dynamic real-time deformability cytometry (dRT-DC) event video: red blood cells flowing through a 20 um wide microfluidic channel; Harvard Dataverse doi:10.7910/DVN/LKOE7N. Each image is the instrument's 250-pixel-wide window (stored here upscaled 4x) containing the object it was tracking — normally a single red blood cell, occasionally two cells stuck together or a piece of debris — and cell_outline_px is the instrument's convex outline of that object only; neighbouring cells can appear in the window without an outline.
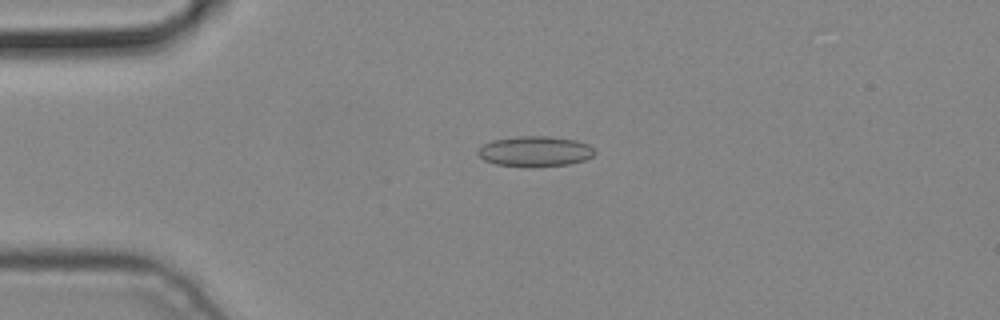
{"species": "common noctule bat (a hibernating species)", "species_latin": "Nyctalus noctula", "temperature_condition": "cold", "stored_images_in_passage": 5, "camera_frame_rate_fps": 3000, "um_per_image_px": 0.085, "animal": {"sex": "male", "body_mass_g": 19.2, "forearm_length_mm": 51.8}, "frame": {"image": 1, "passage_image": 3, "time_ms": 0.667, "image_size_px": [1000, 320], "cell_outline_px": [[596, 152], [592, 156], [584, 160], [568, 164], [532, 168], [528, 168], [496, 164], [484, 160], [476, 152], [484, 144], [492, 140], [520, 136], [548, 136], [576, 140], [588, 144]], "centroid_in_image_um": [45.47, 12.88], "position_along_channel_um": 39.5, "area_um2": 20.81}}
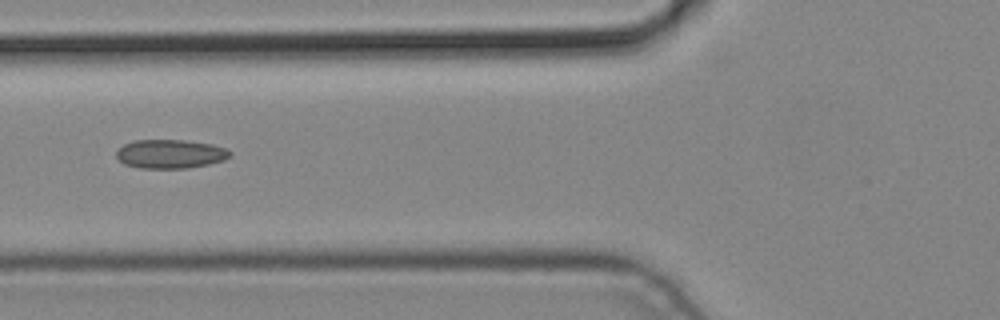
{"frame": {"image": 2, "passage_image": 5, "time_ms": 1.333, "image_size_px": [1000, 320], "cell_outline_px": [[232, 156], [224, 160], [208, 164], [188, 168], [140, 168], [124, 164], [116, 156], [116, 148], [132, 140], [184, 140], [212, 144], [224, 148], [232, 152]], "centroid_in_image_um": [14.46, 13.08], "position_along_channel_um": 111.3, "area_um2": 19.25}}